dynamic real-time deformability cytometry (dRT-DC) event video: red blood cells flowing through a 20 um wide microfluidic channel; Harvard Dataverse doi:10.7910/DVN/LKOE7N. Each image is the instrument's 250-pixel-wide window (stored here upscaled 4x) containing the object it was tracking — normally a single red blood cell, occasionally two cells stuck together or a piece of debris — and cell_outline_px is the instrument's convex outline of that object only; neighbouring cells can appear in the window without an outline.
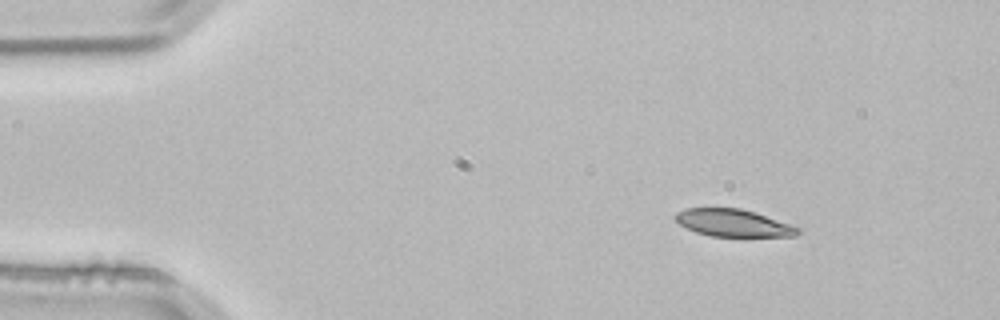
{"species": "common noctule bat (a hibernating species)", "species_latin": "Nyctalus noctula", "temperature_condition": "room temperature", "stored_images_in_passage": 2, "camera_frame_rate_fps": 3000, "um_per_image_px": 0.085, "animal": {"sex": "male", "body_mass_g": 21.5, "forearm_length_mm": 52.0}, "frame": {"image": 1, "passage_image": 1, "time_ms": 0.0, "image_size_px": [1000, 320], "cell_outline_px": [[800, 232], [796, 236], [712, 236], [696, 232], [680, 224], [672, 216], [676, 212], [684, 208], [740, 208], [800, 228]], "centroid_in_image_um": [62.26, 18.95], "position_along_channel_um": 22.7, "area_um2": 19.13}}